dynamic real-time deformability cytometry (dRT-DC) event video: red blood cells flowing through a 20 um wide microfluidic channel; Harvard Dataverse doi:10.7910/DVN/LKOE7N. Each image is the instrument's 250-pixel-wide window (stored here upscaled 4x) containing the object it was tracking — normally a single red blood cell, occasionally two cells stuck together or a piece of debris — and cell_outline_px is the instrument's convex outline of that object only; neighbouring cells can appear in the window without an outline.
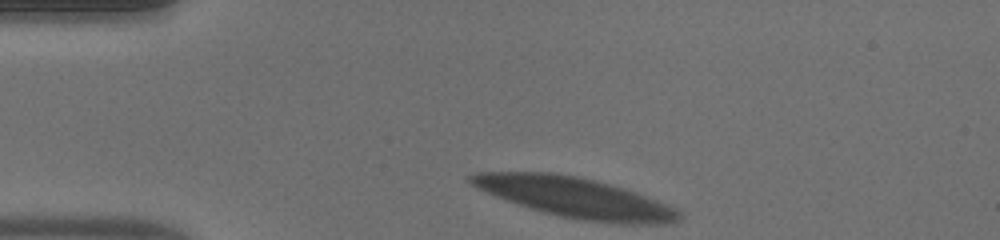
{"species": "human", "species_latin": "Homo sapiens", "temperature_condition": "warm", "stored_images_in_passage": 47, "camera_frame_rate_fps": 3000, "um_per_image_px": 0.085, "donor": {"sex": "male"}, "frame": {"image": 1, "passage_image": 1, "time_ms": 0.0, "image_size_px": [1000, 240], "cell_outline_px": [[684, 216], [680, 220], [664, 224], [624, 224], [580, 220], [560, 216], [544, 212], [496, 196], [476, 188], [468, 180], [468, 176], [476, 172], [552, 172], [576, 176], [596, 180], [612, 184], [636, 192], [668, 204], [676, 208]], "centroid_in_image_um": [48.95, 16.79], "position_along_channel_um": 36.1, "area_um2": 48.67}}
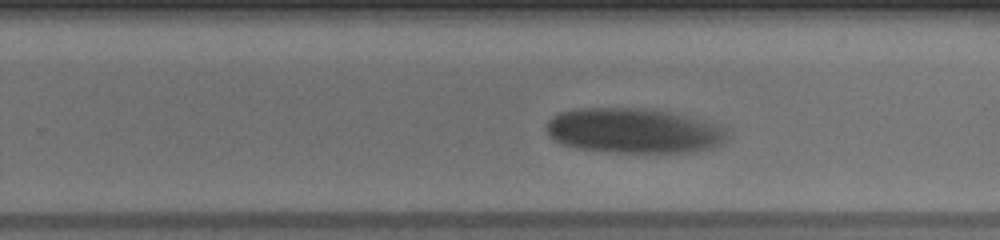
{"frame": {"image": 2, "passage_image": 26, "time_ms": 8.333, "image_size_px": [1000, 240], "cell_outline_px": [[728, 140], [724, 144], [712, 148], [692, 152], [608, 152], [576, 148], [560, 144], [552, 140], [548, 136], [548, 120], [552, 116], [560, 112], [572, 108], [656, 108], [672, 112], [700, 120], [724, 128], [728, 136]], "centroid_in_image_um": [53.84, 11.11], "position_along_channel_um": 276.0, "area_um2": 47.86}}
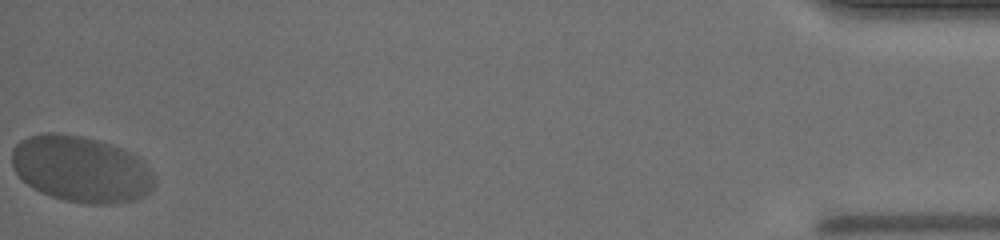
{"frame": {"image": 3, "passage_image": 47, "time_ms": 15.333, "image_size_px": [1000, 240], "cell_outline_px": [[156, 176], [152, 188], [148, 192], [132, 200], [116, 204], [88, 204], [64, 200], [40, 192], [32, 188], [12, 168], [12, 148], [20, 140], [28, 136], [44, 132], [52, 132], [80, 136], [96, 140], [120, 148], [128, 152], [140, 160]], "centroid_in_image_um": [6.84, 14.38], "position_along_channel_um": 428.4, "area_um2": 54.68}, "authors_computed_cell_mechanics": {"area_um2": 49.1878, "velocity_mm_per_s": 3.4678, "shape_relaxation_time_tau1_ms": 2.1798, "shape_relaxation_time_tau2_ms": null, "deformation_change_tau1": 0.0934, "deformation_change_tau2": null}}